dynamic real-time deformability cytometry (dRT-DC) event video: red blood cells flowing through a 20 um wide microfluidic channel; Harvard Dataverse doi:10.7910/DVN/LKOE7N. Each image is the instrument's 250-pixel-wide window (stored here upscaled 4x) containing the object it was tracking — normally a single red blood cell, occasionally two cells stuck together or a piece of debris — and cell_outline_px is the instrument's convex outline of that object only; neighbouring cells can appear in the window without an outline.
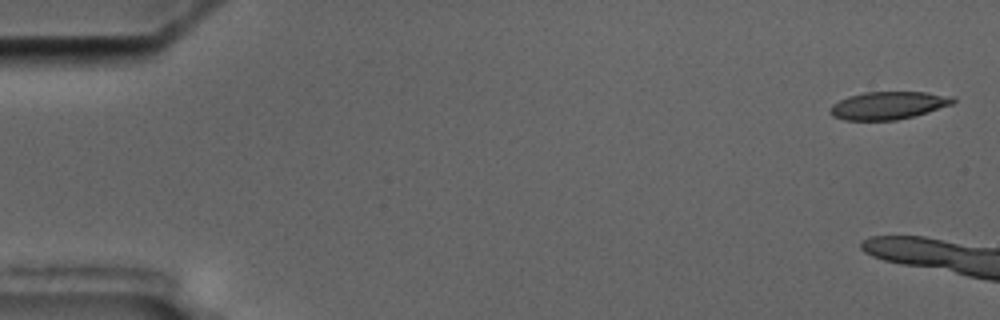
{"species": "common noctule bat (a hibernating species)", "species_latin": "Nyctalus noctula", "temperature_condition": "cold", "stored_images_in_passage": 5, "camera_frame_rate_fps": 3000, "um_per_image_px": 0.085, "animal": {"sex": "male", "body_mass_g": 17.5, "forearm_length_mm": 52.3}, "frame": {"image": 1, "passage_image": 1, "time_ms": 0.0, "image_size_px": [1000, 320], "cell_outline_px": [[956, 100], [952, 104], [928, 112], [896, 120], [844, 120], [832, 116], [828, 112], [828, 108], [832, 104], [848, 96], [864, 92], [928, 92], [956, 96]], "centroid_in_image_um": [75.5, 8.95], "position_along_channel_um": 9.5, "area_um2": 20.06}}